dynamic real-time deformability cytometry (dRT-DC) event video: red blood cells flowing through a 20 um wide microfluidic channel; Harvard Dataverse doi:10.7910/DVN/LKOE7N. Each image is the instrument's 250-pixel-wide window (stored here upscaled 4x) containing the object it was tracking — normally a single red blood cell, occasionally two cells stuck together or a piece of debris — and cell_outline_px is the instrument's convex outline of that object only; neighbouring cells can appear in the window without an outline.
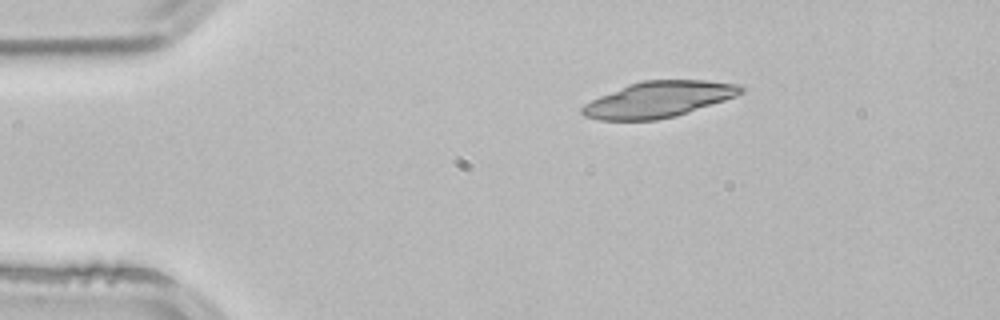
{"species": "common noctule bat (a hibernating species)", "species_latin": "Nyctalus noctula", "temperature_condition": "room temperature", "stored_images_in_passage": 2, "camera_frame_rate_fps": 3000, "um_per_image_px": 0.085, "animal": {"sex": "male", "body_mass_g": 21.5, "forearm_length_mm": 52.0}, "frame": {"image": 1, "passage_image": 1, "time_ms": 0.0, "image_size_px": [1000, 320], "cell_outline_px": [[744, 92], [736, 96], [676, 116], [656, 120], [600, 120], [584, 116], [580, 112], [580, 108], [584, 104], [600, 96], [628, 84], [644, 80], [708, 80], [740, 84], [744, 88]], "centroid_in_image_um": [55.98, 8.44], "position_along_channel_um": 29.0, "area_um2": 33.18}}